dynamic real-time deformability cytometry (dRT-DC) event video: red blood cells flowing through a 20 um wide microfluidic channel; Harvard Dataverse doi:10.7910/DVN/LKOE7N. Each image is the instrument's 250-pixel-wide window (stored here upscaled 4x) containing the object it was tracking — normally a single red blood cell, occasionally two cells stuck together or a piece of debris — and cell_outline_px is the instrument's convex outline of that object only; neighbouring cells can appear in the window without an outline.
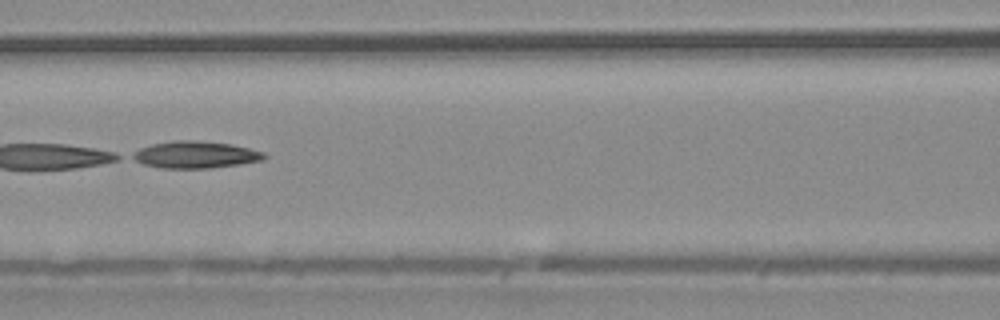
{"species": "common noctule bat (a hibernating species)", "species_latin": "Nyctalus noctula", "temperature_condition": "warm", "stored_images_in_passage": 7, "camera_frame_rate_fps": 3000, "um_per_image_px": 0.085, "animal": {"sex": "male", "body_mass_g": 20.4}, "frame": {"image": 1, "passage_image": 6, "time_ms": 1.667, "image_size_px": [1000, 320], "cell_outline_px": [[268, 156], [264, 160], [240, 164], [212, 168], [160, 168], [144, 164], [128, 156], [140, 148], [152, 144], [176, 140], [196, 140], [232, 144], [264, 152]], "centroid_in_image_um": [16.63, 13.15], "position_along_channel_um": 150.0, "area_um2": 20.75}}
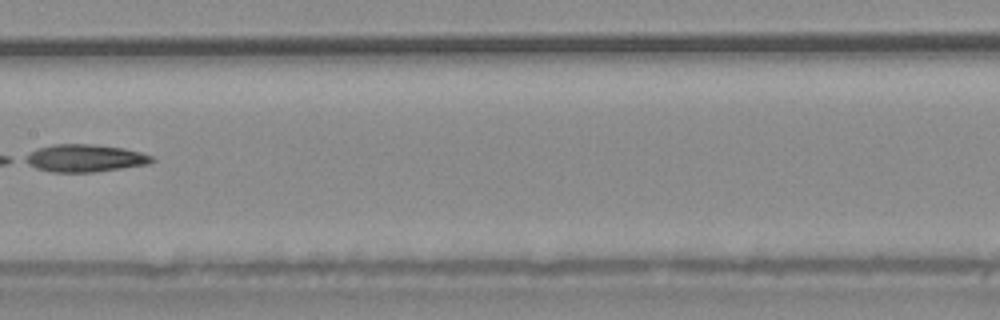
{"frame": {"image": 2, "passage_image": 7, "time_ms": 2.0, "image_size_px": [1000, 320], "cell_outline_px": [[156, 160], [148, 164], [92, 172], [52, 172], [36, 168], [20, 160], [24, 156], [36, 148], [52, 144], [92, 144], [124, 148], [140, 152], [152, 156]], "centroid_in_image_um": [7.15, 13.43], "position_along_channel_um": 200.2, "area_um2": 20.4}}